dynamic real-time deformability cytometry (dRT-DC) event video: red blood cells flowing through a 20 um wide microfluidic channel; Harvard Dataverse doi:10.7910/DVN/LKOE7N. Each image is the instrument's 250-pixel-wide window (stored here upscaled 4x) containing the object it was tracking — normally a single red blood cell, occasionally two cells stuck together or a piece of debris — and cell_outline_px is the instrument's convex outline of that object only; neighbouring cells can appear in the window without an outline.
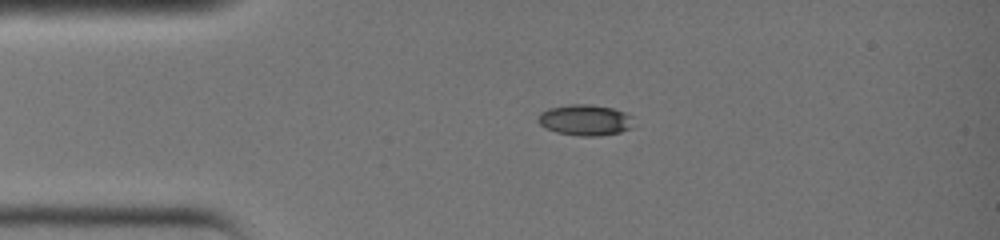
{"species": "common noctule bat (a hibernating species)", "species_latin": "Nyctalus noctula", "temperature_condition": "warm", "stored_images_in_passage": 3, "camera_frame_rate_fps": 3000, "um_per_image_px": 0.085, "animal": {"sex": "female", "body_mass_g": 19.0, "forearm_length_mm": 51.5}, "frame": {"image": 1, "passage_image": 1, "time_ms": 0.0, "image_size_px": [1000, 240], "cell_outline_px": [[628, 128], [620, 132], [600, 136], [580, 136], [556, 132], [540, 124], [540, 112], [552, 108], [576, 104], [580, 104], [612, 108], [624, 112], [628, 116]], "centroid_in_image_um": [49.69, 10.22], "position_along_channel_um": 35.3, "area_um2": 16.3}}